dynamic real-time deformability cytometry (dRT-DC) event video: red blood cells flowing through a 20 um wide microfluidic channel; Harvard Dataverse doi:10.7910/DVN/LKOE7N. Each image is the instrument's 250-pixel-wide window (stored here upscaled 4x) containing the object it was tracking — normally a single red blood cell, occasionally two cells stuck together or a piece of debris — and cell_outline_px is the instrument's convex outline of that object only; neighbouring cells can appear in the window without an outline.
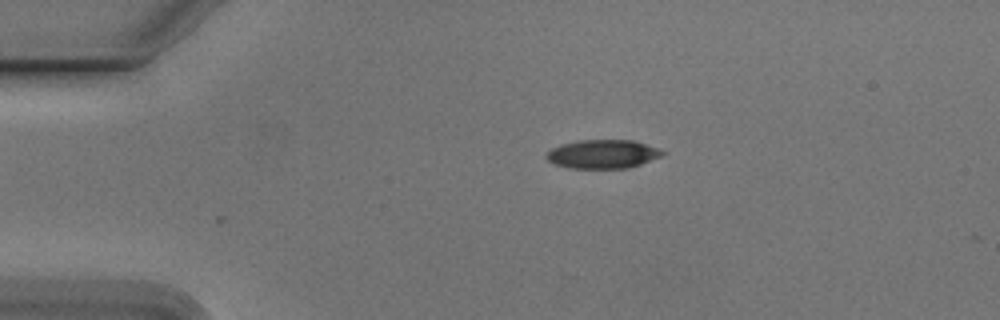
{"species": "Egyptian fruit bat (a non-hibernating species)", "species_latin": "Rousettus aegyptiacus", "temperature_condition": "cold", "stored_images_in_passage": 44, "camera_frame_rate_fps": 3000, "um_per_image_px": 0.085, "animal": {"sex": "male"}, "frame": {"image": 1, "passage_image": 1, "time_ms": 0.0, "image_size_px": [1000, 320], "cell_outline_px": [[664, 152], [660, 156], [640, 164], [628, 168], [568, 168], [552, 164], [544, 156], [552, 148], [560, 144], [580, 140], [632, 140], [656, 148]], "centroid_in_image_um": [51.15, 13.1], "position_along_channel_um": 33.9, "area_um2": 19.25}}
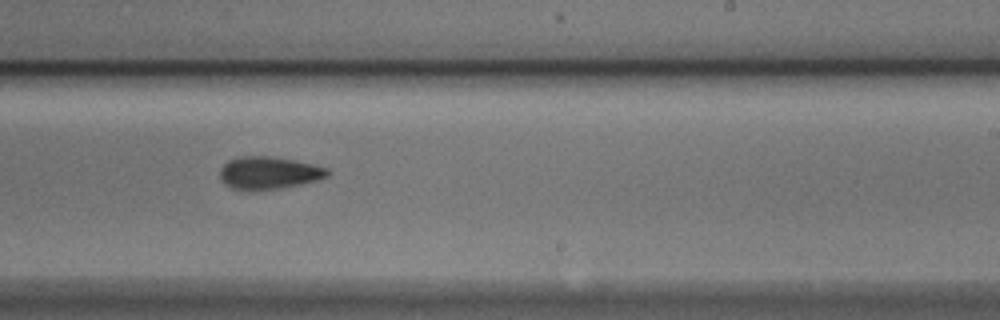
{"frame": {"image": 2, "passage_image": 23, "time_ms": 7.333, "image_size_px": [1000, 320], "cell_outline_px": [[328, 176], [300, 184], [276, 188], [232, 188], [224, 184], [220, 180], [220, 168], [228, 160], [240, 156], [268, 156], [292, 160], [312, 164], [328, 168]], "centroid_in_image_um": [22.81, 14.66], "position_along_channel_um": 266.2, "area_um2": 19.71}}
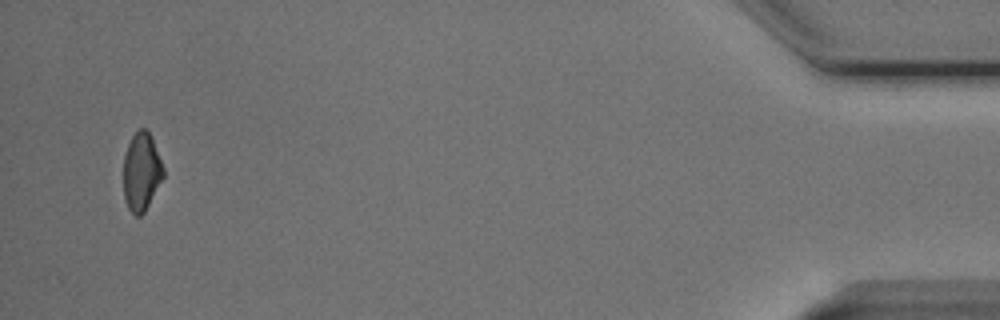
{"frame": {"image": 3, "passage_image": 42, "time_ms": 13.667, "image_size_px": [1000, 320], "cell_outline_px": [[164, 176], [144, 212], [140, 216], [136, 216], [128, 208], [124, 196], [124, 156], [128, 144], [132, 136], [140, 128], [144, 128], [148, 132], [152, 140], [164, 168]], "centroid_in_image_um": [12.02, 14.61], "position_along_channel_um": 423.2, "area_um2": 17.8}}